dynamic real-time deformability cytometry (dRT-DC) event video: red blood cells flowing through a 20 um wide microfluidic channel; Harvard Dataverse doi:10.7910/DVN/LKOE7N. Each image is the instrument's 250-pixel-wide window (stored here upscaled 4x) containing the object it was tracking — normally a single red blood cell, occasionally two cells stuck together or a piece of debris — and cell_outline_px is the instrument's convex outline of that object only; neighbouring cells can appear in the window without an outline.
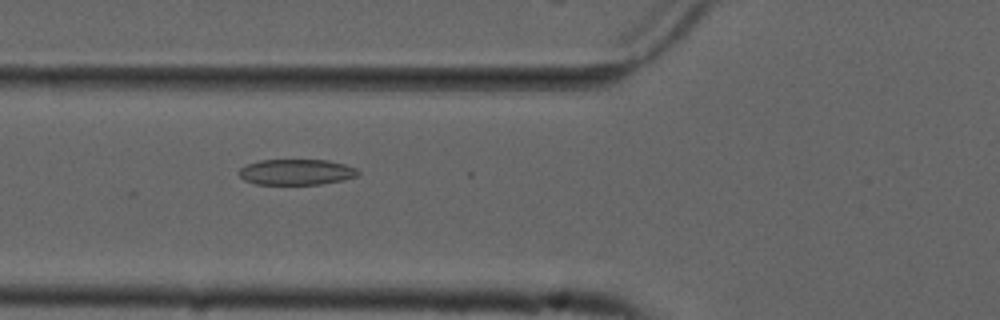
{"species": "common noctule bat (a hibernating species)", "species_latin": "Nyctalus noctula", "temperature_condition": "cold", "stored_images_in_passage": 55, "camera_frame_rate_fps": 3000, "um_per_image_px": 0.085, "animal": {"sex": "male", "forearm_length_mm": 52.5}, "frame": {"image": 1, "passage_image": 21, "time_ms": 6.667, "image_size_px": [1000, 320], "cell_outline_px": [[360, 176], [344, 180], [320, 184], [256, 184], [244, 180], [236, 172], [240, 168], [248, 164], [260, 160], [328, 160], [344, 164], [356, 168], [360, 172]], "centroid_in_image_um": [25.21, 14.62], "position_along_channel_um": 100.6, "area_um2": 17.98}}
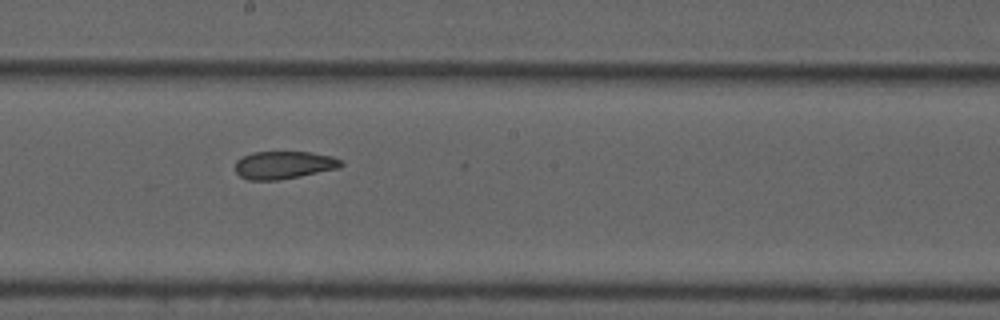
{"frame": {"image": 2, "passage_image": 31, "time_ms": 10.0, "image_size_px": [1000, 320], "cell_outline_px": [[344, 164], [340, 168], [280, 180], [248, 180], [240, 176], [236, 172], [236, 160], [252, 152], [308, 152], [332, 156], [344, 160]], "centroid_in_image_um": [24.16, 14.03], "position_along_channel_um": 224.0, "area_um2": 17.22}}
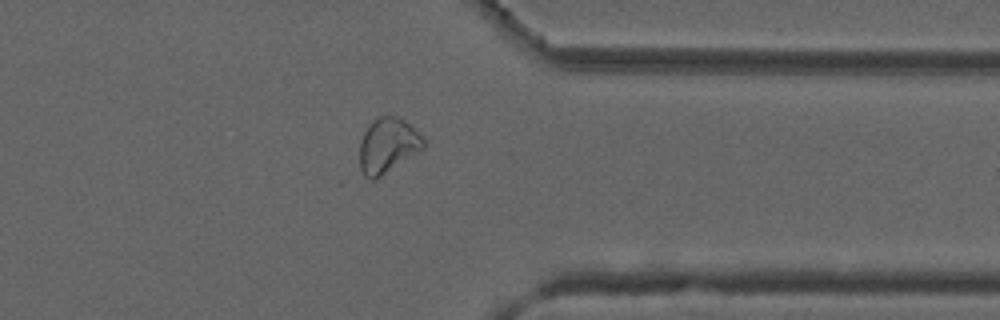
{"frame": {"image": 3, "passage_image": 44, "time_ms": 14.333, "image_size_px": [1000, 320], "cell_outline_px": [[428, 144], [424, 148], [380, 176], [372, 180], [364, 176], [360, 168], [360, 140], [368, 124], [372, 120], [380, 116], [396, 116], [404, 120], [424, 136], [428, 140]], "centroid_in_image_um": [32.98, 12.34], "position_along_channel_um": 378.4, "area_um2": 20.58}, "authors_computed_cell_mechanics": {"area_um2": 20.4612, "velocity_mm_per_s": 3.7039, "shape_relaxation_time_tau1_ms": null, "shape_relaxation_time_tau2_ms": 2.6164, "deformation_change_tau1": null, "deformation_change_tau2": 0.0819}}